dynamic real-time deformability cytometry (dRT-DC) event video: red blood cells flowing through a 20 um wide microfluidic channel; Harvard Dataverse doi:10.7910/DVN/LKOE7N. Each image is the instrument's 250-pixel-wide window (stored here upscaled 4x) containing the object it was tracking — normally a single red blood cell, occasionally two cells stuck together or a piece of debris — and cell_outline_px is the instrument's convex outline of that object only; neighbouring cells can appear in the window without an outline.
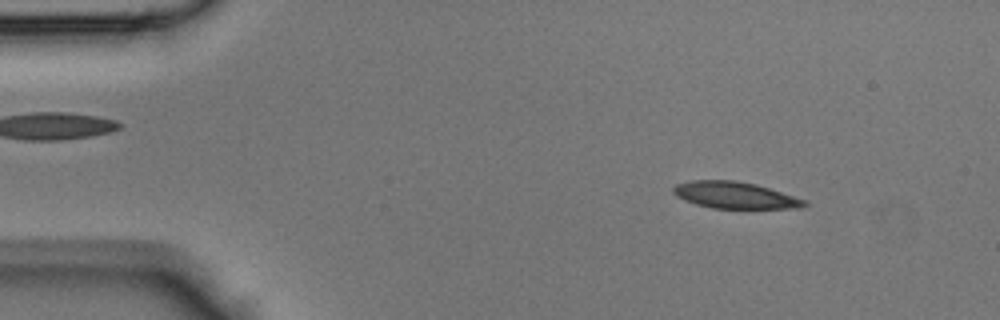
{"species": "Egyptian fruit bat (a non-hibernating species)", "species_latin": "Rousettus aegyptiacus", "temperature_condition": "room temperature", "stored_images_in_passage": 46, "camera_frame_rate_fps": 3000, "um_per_image_px": 0.085, "animal": {"sex": "male"}, "frame": {"image": 1, "passage_image": 5, "time_ms": 1.333, "image_size_px": [1000, 320], "cell_outline_px": [[808, 204], [800, 208], [712, 208], [696, 204], [684, 200], [676, 196], [672, 192], [672, 188], [676, 184], [688, 180], [736, 180], [756, 184], [804, 200]], "centroid_in_image_um": [62.39, 16.58], "position_along_channel_um": 22.6, "area_um2": 20.23}}
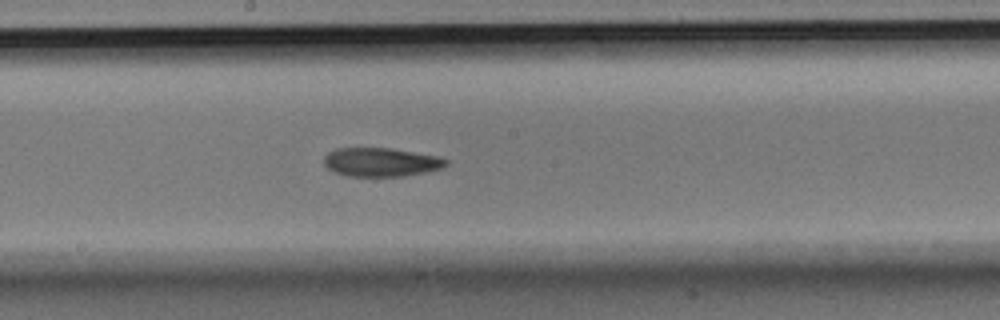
{"frame": {"image": 2, "passage_image": 24, "time_ms": 7.667, "image_size_px": [1000, 320], "cell_outline_px": [[448, 164], [444, 168], [404, 176], [348, 176], [336, 172], [328, 168], [324, 164], [324, 156], [328, 152], [336, 148], [392, 148], [436, 156], [448, 160]], "centroid_in_image_um": [32.39, 13.78], "position_along_channel_um": 215.8, "area_um2": 20.4}}
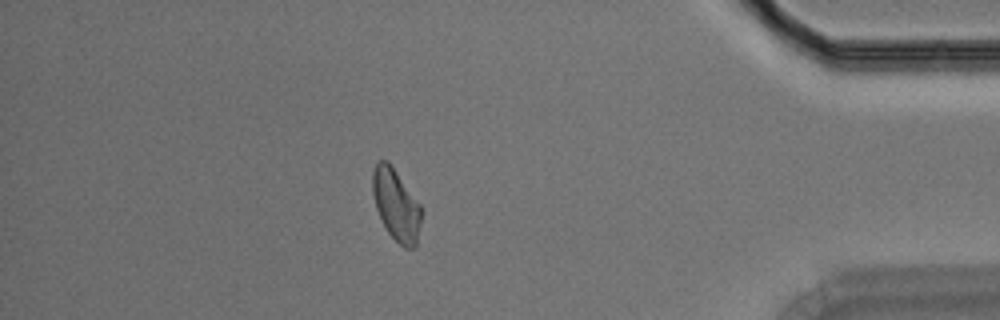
{"frame": {"image": 3, "passage_image": 40, "time_ms": 13.0, "image_size_px": [1000, 320], "cell_outline_px": [[424, 212], [416, 248], [404, 248], [388, 232], [376, 208], [372, 192], [372, 168], [376, 160], [388, 160], [420, 204]], "centroid_in_image_um": [33.69, 17.4], "position_along_channel_um": 401.5, "area_um2": 20.69}}